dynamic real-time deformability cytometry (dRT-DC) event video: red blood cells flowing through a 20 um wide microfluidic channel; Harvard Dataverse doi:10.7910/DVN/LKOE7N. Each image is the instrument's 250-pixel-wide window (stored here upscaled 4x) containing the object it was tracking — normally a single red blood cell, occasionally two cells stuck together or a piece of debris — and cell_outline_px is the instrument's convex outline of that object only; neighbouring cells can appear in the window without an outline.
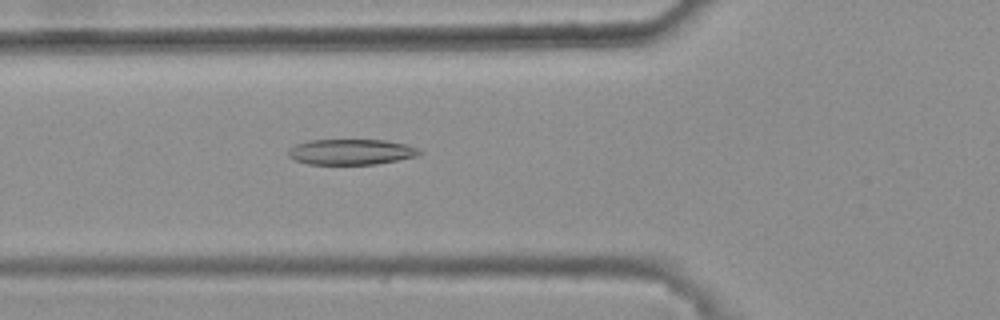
{"species": "common noctule bat (a hibernating species)", "species_latin": "Nyctalus noctula", "temperature_condition": "warm", "stored_images_in_passage": 47, "camera_frame_rate_fps": 3000, "um_per_image_px": 0.085, "animal": {"sex": "female", "body_mass_g": 25.1}, "frame": {"image": 1, "passage_image": 19, "time_ms": 6.0, "image_size_px": [1000, 320], "cell_outline_px": [[424, 152], [416, 156], [376, 164], [308, 164], [296, 160], [288, 156], [288, 148], [296, 144], [308, 140], [384, 140], [404, 144], [416, 148]], "centroid_in_image_um": [29.8, 12.91], "position_along_channel_um": 96.0, "area_um2": 19.42}}
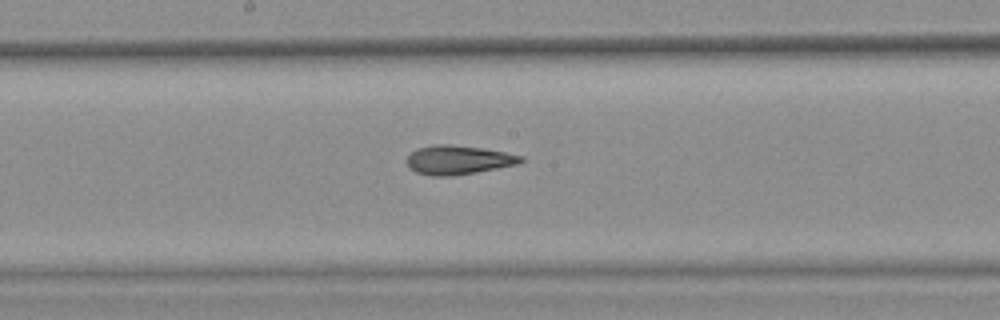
{"frame": {"image": 2, "passage_image": 28, "time_ms": 9.0, "image_size_px": [1000, 320], "cell_outline_px": [[524, 160], [520, 164], [476, 172], [452, 176], [432, 176], [416, 172], [408, 168], [408, 156], [416, 148], [432, 144], [448, 144], [480, 148], [504, 152], [524, 156]], "centroid_in_image_um": [38.95, 13.59], "position_along_channel_um": 209.2, "area_um2": 19.31}}
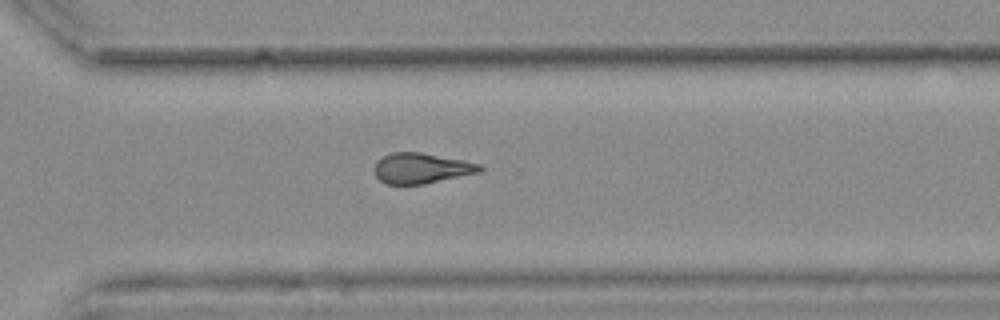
{"frame": {"image": 3, "passage_image": 38, "time_ms": 12.333, "image_size_px": [1000, 320], "cell_outline_px": [[484, 168], [480, 172], [424, 184], [384, 184], [376, 176], [372, 168], [376, 160], [392, 152], [420, 152], [464, 160], [480, 164]], "centroid_in_image_um": [35.78, 14.3], "position_along_channel_um": 334.8, "area_um2": 18.84}, "authors_computed_cell_mechanics": {"area_um2": 19.3052, "velocity_mm_per_s": 3.771, "shape_relaxation_time_tau1_ms": null, "shape_relaxation_time_tau2_ms": 2.9179, "deformation_change_tau1": null, "deformation_change_tau2": 0.1211}}